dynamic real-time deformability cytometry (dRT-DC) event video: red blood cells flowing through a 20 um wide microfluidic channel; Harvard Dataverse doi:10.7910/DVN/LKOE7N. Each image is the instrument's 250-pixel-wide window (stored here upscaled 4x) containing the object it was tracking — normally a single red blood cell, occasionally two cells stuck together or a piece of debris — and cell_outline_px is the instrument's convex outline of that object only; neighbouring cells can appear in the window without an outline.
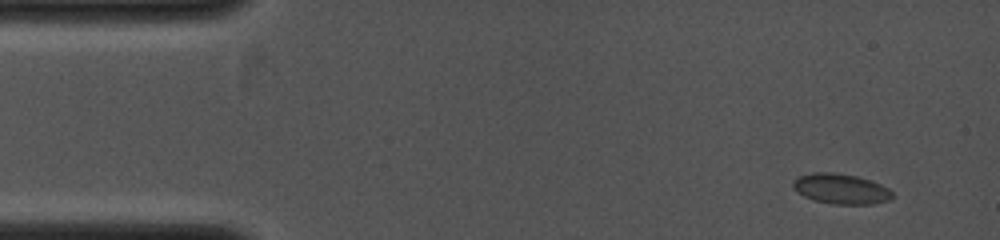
{"species": "common noctule bat (a hibernating species)", "species_latin": "Nyctalus noctula", "temperature_condition": "cold", "stored_images_in_passage": 3, "camera_frame_rate_fps": 4000, "um_per_image_px": 0.085, "animal": {"sex": "female", "body_mass_g": 19.0, "forearm_length_mm": 53.3}, "frame": {"image": 1, "passage_image": 1, "time_ms": 0.0, "image_size_px": [1000, 240], "cell_outline_px": [[892, 196], [888, 200], [872, 204], [832, 204], [816, 200], [804, 196], [796, 192], [792, 184], [792, 180], [800, 176], [812, 172], [832, 172], [856, 176], [880, 184], [888, 188], [892, 192]], "centroid_in_image_um": [71.44, 16.05], "position_along_channel_um": 13.6, "area_um2": 17.34}}
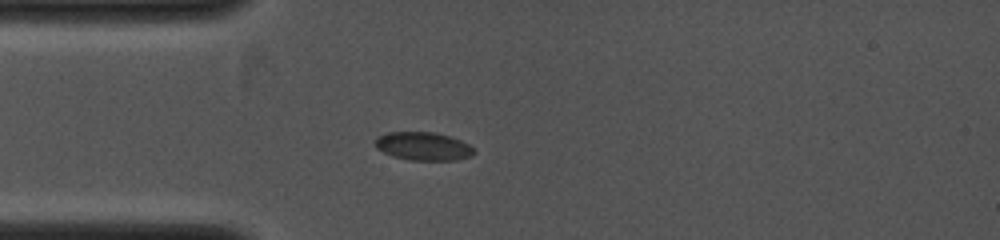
{"frame": {"image": 2, "passage_image": 3, "time_ms": 2.5, "image_size_px": [1000, 240], "cell_outline_px": [[476, 152], [472, 156], [456, 160], [408, 160], [392, 156], [376, 148], [376, 136], [388, 132], [432, 132], [452, 136], [476, 148]], "centroid_in_image_um": [36.01, 12.43], "position_along_channel_um": 49.0, "area_um2": 16.47}}